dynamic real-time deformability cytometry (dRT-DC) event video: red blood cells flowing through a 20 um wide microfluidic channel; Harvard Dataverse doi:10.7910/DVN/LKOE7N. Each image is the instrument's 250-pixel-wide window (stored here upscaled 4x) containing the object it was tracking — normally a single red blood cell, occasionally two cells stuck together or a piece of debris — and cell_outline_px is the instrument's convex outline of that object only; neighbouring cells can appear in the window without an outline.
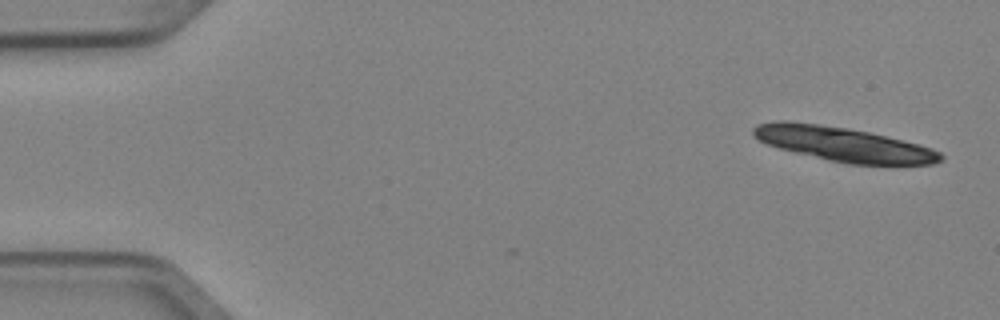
{"species": "Egyptian fruit bat (a non-hibernating species)", "species_latin": "Rousettus aegyptiacus", "temperature_condition": "cold", "stored_images_in_passage": 4, "camera_frame_rate_fps": 3000, "um_per_image_px": 0.085, "animal": {"sex": "female"}, "frame": {"image": 1, "passage_image": 1, "time_ms": 0.0, "image_size_px": [1000, 320], "cell_outline_px": [[944, 156], [940, 160], [932, 164], [848, 164], [828, 160], [780, 148], [768, 144], [760, 140], [752, 132], [752, 128], [756, 124], [776, 120], [784, 120], [848, 128], [868, 132], [920, 144], [932, 148], [940, 152]], "centroid_in_image_um": [71.69, 12.25], "position_along_channel_um": 13.3, "area_um2": 37.05}}